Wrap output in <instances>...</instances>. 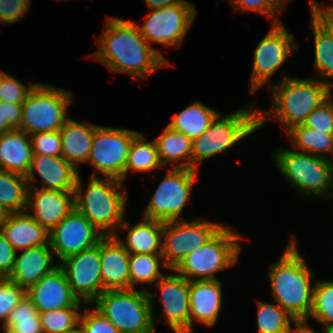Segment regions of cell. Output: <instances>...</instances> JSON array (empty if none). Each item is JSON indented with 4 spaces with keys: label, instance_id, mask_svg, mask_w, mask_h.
Segmentation results:
<instances>
[{
    "label": "cell",
    "instance_id": "6da1fadb",
    "mask_svg": "<svg viewBox=\"0 0 333 333\" xmlns=\"http://www.w3.org/2000/svg\"><path fill=\"white\" fill-rule=\"evenodd\" d=\"M97 52L89 55L111 72L129 74L138 79L148 78L155 69L172 64L156 48L151 47L131 20L106 17Z\"/></svg>",
    "mask_w": 333,
    "mask_h": 333
},
{
    "label": "cell",
    "instance_id": "7a4b0ae2",
    "mask_svg": "<svg viewBox=\"0 0 333 333\" xmlns=\"http://www.w3.org/2000/svg\"><path fill=\"white\" fill-rule=\"evenodd\" d=\"M269 281L273 300L298 323L308 324L313 307L312 270L298 252L297 240L291 236L284 253L270 265Z\"/></svg>",
    "mask_w": 333,
    "mask_h": 333
},
{
    "label": "cell",
    "instance_id": "3957f363",
    "mask_svg": "<svg viewBox=\"0 0 333 333\" xmlns=\"http://www.w3.org/2000/svg\"><path fill=\"white\" fill-rule=\"evenodd\" d=\"M271 90L272 114L258 107V129L273 117L287 132L293 126L303 124L307 116L332 94V88L321 79H300L287 76L285 72Z\"/></svg>",
    "mask_w": 333,
    "mask_h": 333
},
{
    "label": "cell",
    "instance_id": "277c9868",
    "mask_svg": "<svg viewBox=\"0 0 333 333\" xmlns=\"http://www.w3.org/2000/svg\"><path fill=\"white\" fill-rule=\"evenodd\" d=\"M81 180L79 175L74 190L75 209L103 236H115L126 214L128 191L124 182L114 178L90 177L84 193Z\"/></svg>",
    "mask_w": 333,
    "mask_h": 333
},
{
    "label": "cell",
    "instance_id": "5b68a950",
    "mask_svg": "<svg viewBox=\"0 0 333 333\" xmlns=\"http://www.w3.org/2000/svg\"><path fill=\"white\" fill-rule=\"evenodd\" d=\"M146 288L105 290L91 304L120 333H155V296Z\"/></svg>",
    "mask_w": 333,
    "mask_h": 333
},
{
    "label": "cell",
    "instance_id": "8992f818",
    "mask_svg": "<svg viewBox=\"0 0 333 333\" xmlns=\"http://www.w3.org/2000/svg\"><path fill=\"white\" fill-rule=\"evenodd\" d=\"M257 108L251 102L225 116L219 113L208 129L192 141V169L198 170L202 161L224 153L258 130Z\"/></svg>",
    "mask_w": 333,
    "mask_h": 333
},
{
    "label": "cell",
    "instance_id": "52a82bcc",
    "mask_svg": "<svg viewBox=\"0 0 333 333\" xmlns=\"http://www.w3.org/2000/svg\"><path fill=\"white\" fill-rule=\"evenodd\" d=\"M236 230L224 225L208 242L188 254L172 271L187 281L216 280L215 273L235 266L241 256Z\"/></svg>",
    "mask_w": 333,
    "mask_h": 333
},
{
    "label": "cell",
    "instance_id": "ba28073f",
    "mask_svg": "<svg viewBox=\"0 0 333 333\" xmlns=\"http://www.w3.org/2000/svg\"><path fill=\"white\" fill-rule=\"evenodd\" d=\"M273 157L277 169L293 188L296 187L302 198L328 199L333 191L332 159L289 149H278L273 152Z\"/></svg>",
    "mask_w": 333,
    "mask_h": 333
},
{
    "label": "cell",
    "instance_id": "9c48e42d",
    "mask_svg": "<svg viewBox=\"0 0 333 333\" xmlns=\"http://www.w3.org/2000/svg\"><path fill=\"white\" fill-rule=\"evenodd\" d=\"M72 102L70 91L39 82L22 103L19 129L29 136L59 131L70 118L67 110Z\"/></svg>",
    "mask_w": 333,
    "mask_h": 333
},
{
    "label": "cell",
    "instance_id": "30bf717a",
    "mask_svg": "<svg viewBox=\"0 0 333 333\" xmlns=\"http://www.w3.org/2000/svg\"><path fill=\"white\" fill-rule=\"evenodd\" d=\"M138 133L136 130L97 125L87 161L95 168L90 177H98V171L104 178L125 181L129 147Z\"/></svg>",
    "mask_w": 333,
    "mask_h": 333
},
{
    "label": "cell",
    "instance_id": "8fae6325",
    "mask_svg": "<svg viewBox=\"0 0 333 333\" xmlns=\"http://www.w3.org/2000/svg\"><path fill=\"white\" fill-rule=\"evenodd\" d=\"M197 170L173 168L162 178L143 211V218L162 222L178 221L197 179Z\"/></svg>",
    "mask_w": 333,
    "mask_h": 333
},
{
    "label": "cell",
    "instance_id": "7c38bea8",
    "mask_svg": "<svg viewBox=\"0 0 333 333\" xmlns=\"http://www.w3.org/2000/svg\"><path fill=\"white\" fill-rule=\"evenodd\" d=\"M197 10L195 6L182 0L180 3L151 9L143 25H138L140 33L152 47L153 43L164 44L176 49L182 44Z\"/></svg>",
    "mask_w": 333,
    "mask_h": 333
},
{
    "label": "cell",
    "instance_id": "4fadbf2b",
    "mask_svg": "<svg viewBox=\"0 0 333 333\" xmlns=\"http://www.w3.org/2000/svg\"><path fill=\"white\" fill-rule=\"evenodd\" d=\"M224 223L204 219L164 222L162 257L169 270H173L188 254L208 242Z\"/></svg>",
    "mask_w": 333,
    "mask_h": 333
},
{
    "label": "cell",
    "instance_id": "5bb4252c",
    "mask_svg": "<svg viewBox=\"0 0 333 333\" xmlns=\"http://www.w3.org/2000/svg\"><path fill=\"white\" fill-rule=\"evenodd\" d=\"M297 45L298 42L282 22L272 23L254 50L249 86L252 94L268 84L271 76L293 55V50H298Z\"/></svg>",
    "mask_w": 333,
    "mask_h": 333
},
{
    "label": "cell",
    "instance_id": "9a60e30c",
    "mask_svg": "<svg viewBox=\"0 0 333 333\" xmlns=\"http://www.w3.org/2000/svg\"><path fill=\"white\" fill-rule=\"evenodd\" d=\"M58 265L67 277L70 289L86 306L91 305L100 296L102 279L99 243L63 259Z\"/></svg>",
    "mask_w": 333,
    "mask_h": 333
},
{
    "label": "cell",
    "instance_id": "2e32d148",
    "mask_svg": "<svg viewBox=\"0 0 333 333\" xmlns=\"http://www.w3.org/2000/svg\"><path fill=\"white\" fill-rule=\"evenodd\" d=\"M103 237L91 222L74 209L49 232V244L62 261L94 247Z\"/></svg>",
    "mask_w": 333,
    "mask_h": 333
},
{
    "label": "cell",
    "instance_id": "e0dca14e",
    "mask_svg": "<svg viewBox=\"0 0 333 333\" xmlns=\"http://www.w3.org/2000/svg\"><path fill=\"white\" fill-rule=\"evenodd\" d=\"M154 285L159 289L162 316L175 333H189V281L177 275H164ZM163 318V319H162Z\"/></svg>",
    "mask_w": 333,
    "mask_h": 333
},
{
    "label": "cell",
    "instance_id": "ac0fdd59",
    "mask_svg": "<svg viewBox=\"0 0 333 333\" xmlns=\"http://www.w3.org/2000/svg\"><path fill=\"white\" fill-rule=\"evenodd\" d=\"M29 187L26 212L48 232L75 209L74 191H55Z\"/></svg>",
    "mask_w": 333,
    "mask_h": 333
},
{
    "label": "cell",
    "instance_id": "d6986e66",
    "mask_svg": "<svg viewBox=\"0 0 333 333\" xmlns=\"http://www.w3.org/2000/svg\"><path fill=\"white\" fill-rule=\"evenodd\" d=\"M27 295L39 313L86 305L70 289L67 277L59 266L27 290Z\"/></svg>",
    "mask_w": 333,
    "mask_h": 333
},
{
    "label": "cell",
    "instance_id": "ffe728a7",
    "mask_svg": "<svg viewBox=\"0 0 333 333\" xmlns=\"http://www.w3.org/2000/svg\"><path fill=\"white\" fill-rule=\"evenodd\" d=\"M36 173L41 178L39 188L55 191H74L80 172L62 156L33 154L31 166L26 175L29 187H34ZM33 184V185H32Z\"/></svg>",
    "mask_w": 333,
    "mask_h": 333
},
{
    "label": "cell",
    "instance_id": "44dd1931",
    "mask_svg": "<svg viewBox=\"0 0 333 333\" xmlns=\"http://www.w3.org/2000/svg\"><path fill=\"white\" fill-rule=\"evenodd\" d=\"M222 283L220 280L189 281L190 318L189 333L193 321L214 328L222 307Z\"/></svg>",
    "mask_w": 333,
    "mask_h": 333
},
{
    "label": "cell",
    "instance_id": "7402d4cb",
    "mask_svg": "<svg viewBox=\"0 0 333 333\" xmlns=\"http://www.w3.org/2000/svg\"><path fill=\"white\" fill-rule=\"evenodd\" d=\"M102 293L105 290L130 289V253L115 236H104L99 242Z\"/></svg>",
    "mask_w": 333,
    "mask_h": 333
},
{
    "label": "cell",
    "instance_id": "603a6c76",
    "mask_svg": "<svg viewBox=\"0 0 333 333\" xmlns=\"http://www.w3.org/2000/svg\"><path fill=\"white\" fill-rule=\"evenodd\" d=\"M20 251V255L16 252L14 267L8 279L26 291L59 266L53 264L51 253L54 252L50 244Z\"/></svg>",
    "mask_w": 333,
    "mask_h": 333
},
{
    "label": "cell",
    "instance_id": "cb8c5ba5",
    "mask_svg": "<svg viewBox=\"0 0 333 333\" xmlns=\"http://www.w3.org/2000/svg\"><path fill=\"white\" fill-rule=\"evenodd\" d=\"M164 222L143 218L140 222L130 227V223L124 219L118 232L128 230L126 240H122L119 233L115 237L130 254H154L162 255Z\"/></svg>",
    "mask_w": 333,
    "mask_h": 333
},
{
    "label": "cell",
    "instance_id": "d4e9b609",
    "mask_svg": "<svg viewBox=\"0 0 333 333\" xmlns=\"http://www.w3.org/2000/svg\"><path fill=\"white\" fill-rule=\"evenodd\" d=\"M0 230L16 251L49 244V232L26 211L8 213Z\"/></svg>",
    "mask_w": 333,
    "mask_h": 333
},
{
    "label": "cell",
    "instance_id": "484cf974",
    "mask_svg": "<svg viewBox=\"0 0 333 333\" xmlns=\"http://www.w3.org/2000/svg\"><path fill=\"white\" fill-rule=\"evenodd\" d=\"M33 158L31 138L20 129L0 134V169L26 176Z\"/></svg>",
    "mask_w": 333,
    "mask_h": 333
},
{
    "label": "cell",
    "instance_id": "4316f807",
    "mask_svg": "<svg viewBox=\"0 0 333 333\" xmlns=\"http://www.w3.org/2000/svg\"><path fill=\"white\" fill-rule=\"evenodd\" d=\"M96 126L88 121L81 123L69 118L59 130L62 157L78 171L79 164H85L88 161Z\"/></svg>",
    "mask_w": 333,
    "mask_h": 333
},
{
    "label": "cell",
    "instance_id": "83f0119b",
    "mask_svg": "<svg viewBox=\"0 0 333 333\" xmlns=\"http://www.w3.org/2000/svg\"><path fill=\"white\" fill-rule=\"evenodd\" d=\"M163 167L192 169V140L183 133L166 126L161 135L154 138ZM176 164V165H175Z\"/></svg>",
    "mask_w": 333,
    "mask_h": 333
},
{
    "label": "cell",
    "instance_id": "f1b7e54d",
    "mask_svg": "<svg viewBox=\"0 0 333 333\" xmlns=\"http://www.w3.org/2000/svg\"><path fill=\"white\" fill-rule=\"evenodd\" d=\"M218 114L219 112L202 102L194 101L176 114L168 123V126L183 133L193 141L208 129L210 123Z\"/></svg>",
    "mask_w": 333,
    "mask_h": 333
},
{
    "label": "cell",
    "instance_id": "f546056e",
    "mask_svg": "<svg viewBox=\"0 0 333 333\" xmlns=\"http://www.w3.org/2000/svg\"><path fill=\"white\" fill-rule=\"evenodd\" d=\"M286 133L294 151L323 158H328L325 153L333 156V134L316 131L304 124L293 126Z\"/></svg>",
    "mask_w": 333,
    "mask_h": 333
},
{
    "label": "cell",
    "instance_id": "4dcf8cb0",
    "mask_svg": "<svg viewBox=\"0 0 333 333\" xmlns=\"http://www.w3.org/2000/svg\"><path fill=\"white\" fill-rule=\"evenodd\" d=\"M28 191L26 176L0 169V207L7 214L27 210Z\"/></svg>",
    "mask_w": 333,
    "mask_h": 333
},
{
    "label": "cell",
    "instance_id": "1f68e13d",
    "mask_svg": "<svg viewBox=\"0 0 333 333\" xmlns=\"http://www.w3.org/2000/svg\"><path fill=\"white\" fill-rule=\"evenodd\" d=\"M158 156V149L155 140L151 142L145 139L142 133H138L132 140L125 168V180L127 174L135 172L150 173L153 170L162 168Z\"/></svg>",
    "mask_w": 333,
    "mask_h": 333
},
{
    "label": "cell",
    "instance_id": "d6a6232c",
    "mask_svg": "<svg viewBox=\"0 0 333 333\" xmlns=\"http://www.w3.org/2000/svg\"><path fill=\"white\" fill-rule=\"evenodd\" d=\"M311 17L315 43L314 65L316 76L326 78L324 83L333 88V82L327 80L329 77L333 78V39L331 34L313 16Z\"/></svg>",
    "mask_w": 333,
    "mask_h": 333
},
{
    "label": "cell",
    "instance_id": "836d02e7",
    "mask_svg": "<svg viewBox=\"0 0 333 333\" xmlns=\"http://www.w3.org/2000/svg\"><path fill=\"white\" fill-rule=\"evenodd\" d=\"M162 263L163 265H161ZM167 268L162 255L154 254H130L129 274L130 288L135 289L137 284H154L165 274L160 268Z\"/></svg>",
    "mask_w": 333,
    "mask_h": 333
},
{
    "label": "cell",
    "instance_id": "e575fe53",
    "mask_svg": "<svg viewBox=\"0 0 333 333\" xmlns=\"http://www.w3.org/2000/svg\"><path fill=\"white\" fill-rule=\"evenodd\" d=\"M258 333H288L293 324L298 323L276 302L273 304L264 301L257 303Z\"/></svg>",
    "mask_w": 333,
    "mask_h": 333
},
{
    "label": "cell",
    "instance_id": "d590c367",
    "mask_svg": "<svg viewBox=\"0 0 333 333\" xmlns=\"http://www.w3.org/2000/svg\"><path fill=\"white\" fill-rule=\"evenodd\" d=\"M1 326L11 329L15 333H43L39 312L27 294L10 312L8 319Z\"/></svg>",
    "mask_w": 333,
    "mask_h": 333
},
{
    "label": "cell",
    "instance_id": "8d00e7d4",
    "mask_svg": "<svg viewBox=\"0 0 333 333\" xmlns=\"http://www.w3.org/2000/svg\"><path fill=\"white\" fill-rule=\"evenodd\" d=\"M309 317L324 325L325 333H333V280L315 282L313 307Z\"/></svg>",
    "mask_w": 333,
    "mask_h": 333
},
{
    "label": "cell",
    "instance_id": "74e56055",
    "mask_svg": "<svg viewBox=\"0 0 333 333\" xmlns=\"http://www.w3.org/2000/svg\"><path fill=\"white\" fill-rule=\"evenodd\" d=\"M82 306L40 312L43 333H64L79 326Z\"/></svg>",
    "mask_w": 333,
    "mask_h": 333
},
{
    "label": "cell",
    "instance_id": "f35d334b",
    "mask_svg": "<svg viewBox=\"0 0 333 333\" xmlns=\"http://www.w3.org/2000/svg\"><path fill=\"white\" fill-rule=\"evenodd\" d=\"M233 10L260 13L267 18H272L273 24L281 22L276 13L286 8L288 0H228ZM291 1V0H290Z\"/></svg>",
    "mask_w": 333,
    "mask_h": 333
},
{
    "label": "cell",
    "instance_id": "ab89813d",
    "mask_svg": "<svg viewBox=\"0 0 333 333\" xmlns=\"http://www.w3.org/2000/svg\"><path fill=\"white\" fill-rule=\"evenodd\" d=\"M38 83L39 82H30L28 83L29 86H25L20 80L14 78L13 75H9V73L0 70L1 101L5 103L22 104Z\"/></svg>",
    "mask_w": 333,
    "mask_h": 333
},
{
    "label": "cell",
    "instance_id": "60d3db41",
    "mask_svg": "<svg viewBox=\"0 0 333 333\" xmlns=\"http://www.w3.org/2000/svg\"><path fill=\"white\" fill-rule=\"evenodd\" d=\"M27 291L8 278H0V320L3 325L10 312L21 302Z\"/></svg>",
    "mask_w": 333,
    "mask_h": 333
},
{
    "label": "cell",
    "instance_id": "b9f144b4",
    "mask_svg": "<svg viewBox=\"0 0 333 333\" xmlns=\"http://www.w3.org/2000/svg\"><path fill=\"white\" fill-rule=\"evenodd\" d=\"M303 124L316 131L333 134L332 94L307 116Z\"/></svg>",
    "mask_w": 333,
    "mask_h": 333
},
{
    "label": "cell",
    "instance_id": "7bdbcfd3",
    "mask_svg": "<svg viewBox=\"0 0 333 333\" xmlns=\"http://www.w3.org/2000/svg\"><path fill=\"white\" fill-rule=\"evenodd\" d=\"M33 154L62 156V142L59 131L39 132L30 135Z\"/></svg>",
    "mask_w": 333,
    "mask_h": 333
},
{
    "label": "cell",
    "instance_id": "ee69618b",
    "mask_svg": "<svg viewBox=\"0 0 333 333\" xmlns=\"http://www.w3.org/2000/svg\"><path fill=\"white\" fill-rule=\"evenodd\" d=\"M79 327L82 333H120L116 327L95 308L81 312Z\"/></svg>",
    "mask_w": 333,
    "mask_h": 333
},
{
    "label": "cell",
    "instance_id": "f6af8a7d",
    "mask_svg": "<svg viewBox=\"0 0 333 333\" xmlns=\"http://www.w3.org/2000/svg\"><path fill=\"white\" fill-rule=\"evenodd\" d=\"M31 0H0L1 25L20 22L30 11Z\"/></svg>",
    "mask_w": 333,
    "mask_h": 333
},
{
    "label": "cell",
    "instance_id": "bcb514c9",
    "mask_svg": "<svg viewBox=\"0 0 333 333\" xmlns=\"http://www.w3.org/2000/svg\"><path fill=\"white\" fill-rule=\"evenodd\" d=\"M22 118V104L0 101V134L19 129Z\"/></svg>",
    "mask_w": 333,
    "mask_h": 333
},
{
    "label": "cell",
    "instance_id": "7dc6e473",
    "mask_svg": "<svg viewBox=\"0 0 333 333\" xmlns=\"http://www.w3.org/2000/svg\"><path fill=\"white\" fill-rule=\"evenodd\" d=\"M16 252L0 230V278H8L11 274Z\"/></svg>",
    "mask_w": 333,
    "mask_h": 333
},
{
    "label": "cell",
    "instance_id": "c3c4849f",
    "mask_svg": "<svg viewBox=\"0 0 333 333\" xmlns=\"http://www.w3.org/2000/svg\"><path fill=\"white\" fill-rule=\"evenodd\" d=\"M310 13L332 36L333 39V11L329 7H320L316 0H309Z\"/></svg>",
    "mask_w": 333,
    "mask_h": 333
},
{
    "label": "cell",
    "instance_id": "681fc988",
    "mask_svg": "<svg viewBox=\"0 0 333 333\" xmlns=\"http://www.w3.org/2000/svg\"><path fill=\"white\" fill-rule=\"evenodd\" d=\"M149 8L156 9L180 3L182 0H144Z\"/></svg>",
    "mask_w": 333,
    "mask_h": 333
},
{
    "label": "cell",
    "instance_id": "f907efd6",
    "mask_svg": "<svg viewBox=\"0 0 333 333\" xmlns=\"http://www.w3.org/2000/svg\"><path fill=\"white\" fill-rule=\"evenodd\" d=\"M288 333H318L310 328L309 324L304 322L296 323L295 326Z\"/></svg>",
    "mask_w": 333,
    "mask_h": 333
},
{
    "label": "cell",
    "instance_id": "816d5d0a",
    "mask_svg": "<svg viewBox=\"0 0 333 333\" xmlns=\"http://www.w3.org/2000/svg\"><path fill=\"white\" fill-rule=\"evenodd\" d=\"M7 213L0 207V228L4 223Z\"/></svg>",
    "mask_w": 333,
    "mask_h": 333
},
{
    "label": "cell",
    "instance_id": "f5cc1de1",
    "mask_svg": "<svg viewBox=\"0 0 333 333\" xmlns=\"http://www.w3.org/2000/svg\"><path fill=\"white\" fill-rule=\"evenodd\" d=\"M64 333H82L80 327H76L75 329L68 331V332H64Z\"/></svg>",
    "mask_w": 333,
    "mask_h": 333
},
{
    "label": "cell",
    "instance_id": "db71d44e",
    "mask_svg": "<svg viewBox=\"0 0 333 333\" xmlns=\"http://www.w3.org/2000/svg\"><path fill=\"white\" fill-rule=\"evenodd\" d=\"M0 329H2L3 330V333H15L14 331H12L11 329H8V328H6V327H4V326H0Z\"/></svg>",
    "mask_w": 333,
    "mask_h": 333
},
{
    "label": "cell",
    "instance_id": "11a10c76",
    "mask_svg": "<svg viewBox=\"0 0 333 333\" xmlns=\"http://www.w3.org/2000/svg\"><path fill=\"white\" fill-rule=\"evenodd\" d=\"M328 198L331 199L330 201L333 200V191L331 192V194H330V196Z\"/></svg>",
    "mask_w": 333,
    "mask_h": 333
},
{
    "label": "cell",
    "instance_id": "9f6ffc18",
    "mask_svg": "<svg viewBox=\"0 0 333 333\" xmlns=\"http://www.w3.org/2000/svg\"><path fill=\"white\" fill-rule=\"evenodd\" d=\"M329 8L333 11V5L329 6Z\"/></svg>",
    "mask_w": 333,
    "mask_h": 333
}]
</instances>
